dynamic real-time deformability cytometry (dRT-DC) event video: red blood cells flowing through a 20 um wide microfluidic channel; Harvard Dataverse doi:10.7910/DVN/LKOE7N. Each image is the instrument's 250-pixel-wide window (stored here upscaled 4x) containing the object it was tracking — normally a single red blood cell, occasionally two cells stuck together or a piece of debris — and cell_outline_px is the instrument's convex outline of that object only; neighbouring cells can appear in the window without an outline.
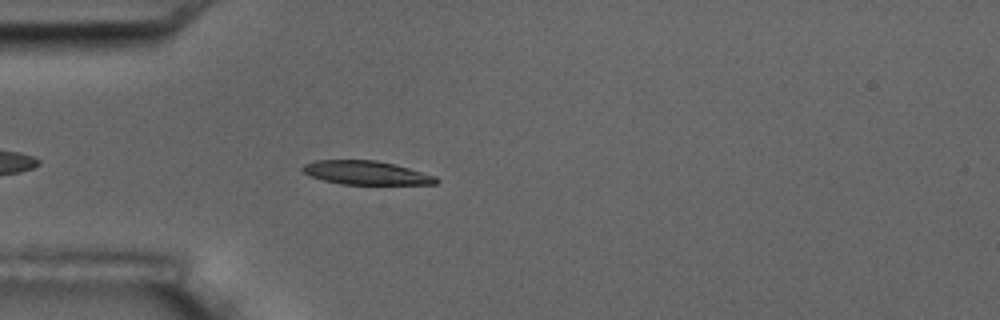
{"species": "common noctule bat (a hibernating species)", "species_latin": "Nyctalus noctula", "temperature_condition": "room temperature", "stored_images_in_passage": 4, "camera_frame_rate_fps": 3000, "um_per_image_px": 0.085, "animal": {"sex": "male", "body_mass_g": 17.5, "forearm_length_mm": 52.3}, "frame": {"image": 1, "passage_image": 4, "time_ms": 3.667, "image_size_px": [1000, 320], "cell_outline_px": [[440, 180], [436, 184], [340, 184], [308, 176], [300, 168], [304, 164], [316, 160], [376, 160], [408, 168], [436, 176]], "centroid_in_image_um": [31.09, 14.69], "position_along_channel_um": 53.9, "area_um2": 18.38}}